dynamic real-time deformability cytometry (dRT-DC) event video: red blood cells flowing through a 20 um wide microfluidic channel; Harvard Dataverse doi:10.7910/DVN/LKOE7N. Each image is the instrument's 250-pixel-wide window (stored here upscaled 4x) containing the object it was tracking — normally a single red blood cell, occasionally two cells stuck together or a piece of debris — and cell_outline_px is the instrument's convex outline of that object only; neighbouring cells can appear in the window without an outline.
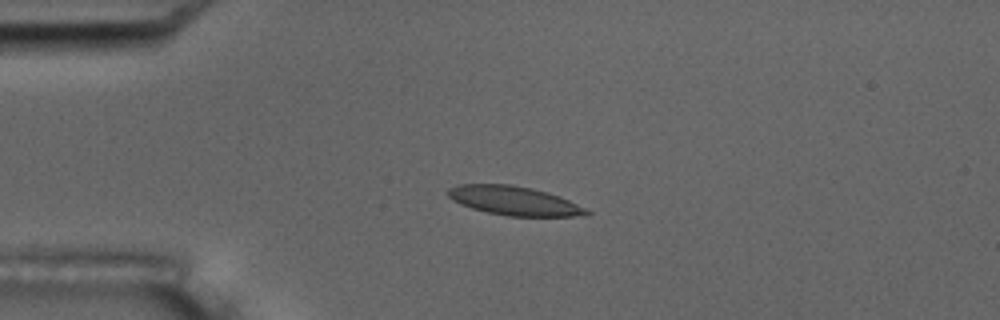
{"species": "common noctule bat (a hibernating species)", "species_latin": "Nyctalus noctula", "temperature_condition": "room temperature", "stored_images_in_passage": 4, "camera_frame_rate_fps": 3000, "um_per_image_px": 0.085, "animal": {"sex": "male", "body_mass_g": 17.5, "forearm_length_mm": 52.3}, "frame": {"image": 1, "passage_image": 4, "time_ms": 3.667, "image_size_px": [1000, 320], "cell_outline_px": [[592, 212], [588, 216], [508, 216], [488, 212], [472, 208], [460, 204], [448, 196], [448, 188], [460, 184], [512, 184], [532, 188], [548, 192], [560, 196]], "centroid_in_image_um": [43.72, 17.06], "position_along_channel_um": 41.3, "area_um2": 23.35}}